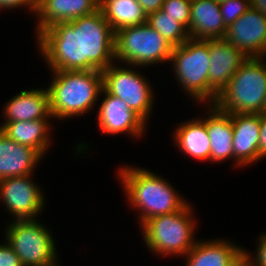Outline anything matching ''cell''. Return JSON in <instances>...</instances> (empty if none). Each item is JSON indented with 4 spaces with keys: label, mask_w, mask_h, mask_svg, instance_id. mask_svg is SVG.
Masks as SVG:
<instances>
[{
    "label": "cell",
    "mask_w": 266,
    "mask_h": 266,
    "mask_svg": "<svg viewBox=\"0 0 266 266\" xmlns=\"http://www.w3.org/2000/svg\"><path fill=\"white\" fill-rule=\"evenodd\" d=\"M37 47L52 71H103L115 62V32L100 9L43 30Z\"/></svg>",
    "instance_id": "obj_1"
},
{
    "label": "cell",
    "mask_w": 266,
    "mask_h": 266,
    "mask_svg": "<svg viewBox=\"0 0 266 266\" xmlns=\"http://www.w3.org/2000/svg\"><path fill=\"white\" fill-rule=\"evenodd\" d=\"M118 174L128 204L141 212L140 226L152 217L180 211L189 203L172 184L155 172L126 165L119 167Z\"/></svg>",
    "instance_id": "obj_2"
},
{
    "label": "cell",
    "mask_w": 266,
    "mask_h": 266,
    "mask_svg": "<svg viewBox=\"0 0 266 266\" xmlns=\"http://www.w3.org/2000/svg\"><path fill=\"white\" fill-rule=\"evenodd\" d=\"M49 92L52 118L68 119L91 111L103 88V75L99 70L52 72Z\"/></svg>",
    "instance_id": "obj_3"
},
{
    "label": "cell",
    "mask_w": 266,
    "mask_h": 266,
    "mask_svg": "<svg viewBox=\"0 0 266 266\" xmlns=\"http://www.w3.org/2000/svg\"><path fill=\"white\" fill-rule=\"evenodd\" d=\"M266 58L248 57L214 105L226 114H261L266 101Z\"/></svg>",
    "instance_id": "obj_4"
},
{
    "label": "cell",
    "mask_w": 266,
    "mask_h": 266,
    "mask_svg": "<svg viewBox=\"0 0 266 266\" xmlns=\"http://www.w3.org/2000/svg\"><path fill=\"white\" fill-rule=\"evenodd\" d=\"M191 206L188 203L180 211L158 215L145 221L141 225L145 246L158 256L175 254L184 257L198 241L194 240L196 219Z\"/></svg>",
    "instance_id": "obj_5"
},
{
    "label": "cell",
    "mask_w": 266,
    "mask_h": 266,
    "mask_svg": "<svg viewBox=\"0 0 266 266\" xmlns=\"http://www.w3.org/2000/svg\"><path fill=\"white\" fill-rule=\"evenodd\" d=\"M174 46L147 22L115 32V60L143 68L170 61Z\"/></svg>",
    "instance_id": "obj_6"
},
{
    "label": "cell",
    "mask_w": 266,
    "mask_h": 266,
    "mask_svg": "<svg viewBox=\"0 0 266 266\" xmlns=\"http://www.w3.org/2000/svg\"><path fill=\"white\" fill-rule=\"evenodd\" d=\"M170 62L179 86L193 100L209 104V40L189 38L173 48Z\"/></svg>",
    "instance_id": "obj_7"
},
{
    "label": "cell",
    "mask_w": 266,
    "mask_h": 266,
    "mask_svg": "<svg viewBox=\"0 0 266 266\" xmlns=\"http://www.w3.org/2000/svg\"><path fill=\"white\" fill-rule=\"evenodd\" d=\"M7 226L5 242L13 248L23 266H60L52 232L38 223V219H15Z\"/></svg>",
    "instance_id": "obj_8"
},
{
    "label": "cell",
    "mask_w": 266,
    "mask_h": 266,
    "mask_svg": "<svg viewBox=\"0 0 266 266\" xmlns=\"http://www.w3.org/2000/svg\"><path fill=\"white\" fill-rule=\"evenodd\" d=\"M111 64L102 71L103 88L111 95L124 100L131 110L146 123L152 113L154 94L152 86L141 73Z\"/></svg>",
    "instance_id": "obj_9"
},
{
    "label": "cell",
    "mask_w": 266,
    "mask_h": 266,
    "mask_svg": "<svg viewBox=\"0 0 266 266\" xmlns=\"http://www.w3.org/2000/svg\"><path fill=\"white\" fill-rule=\"evenodd\" d=\"M33 181L32 175L0 180V200L14 220L36 219L44 209L42 189Z\"/></svg>",
    "instance_id": "obj_10"
},
{
    "label": "cell",
    "mask_w": 266,
    "mask_h": 266,
    "mask_svg": "<svg viewBox=\"0 0 266 266\" xmlns=\"http://www.w3.org/2000/svg\"><path fill=\"white\" fill-rule=\"evenodd\" d=\"M225 39L247 57L266 58V16L250 7L227 28Z\"/></svg>",
    "instance_id": "obj_11"
},
{
    "label": "cell",
    "mask_w": 266,
    "mask_h": 266,
    "mask_svg": "<svg viewBox=\"0 0 266 266\" xmlns=\"http://www.w3.org/2000/svg\"><path fill=\"white\" fill-rule=\"evenodd\" d=\"M101 93L105 96L96 115L100 131L106 135L126 133L132 138L140 137L147 129L146 122L124 100L109 94L104 88Z\"/></svg>",
    "instance_id": "obj_12"
},
{
    "label": "cell",
    "mask_w": 266,
    "mask_h": 266,
    "mask_svg": "<svg viewBox=\"0 0 266 266\" xmlns=\"http://www.w3.org/2000/svg\"><path fill=\"white\" fill-rule=\"evenodd\" d=\"M209 52V104H214L248 57L225 38L209 40Z\"/></svg>",
    "instance_id": "obj_13"
},
{
    "label": "cell",
    "mask_w": 266,
    "mask_h": 266,
    "mask_svg": "<svg viewBox=\"0 0 266 266\" xmlns=\"http://www.w3.org/2000/svg\"><path fill=\"white\" fill-rule=\"evenodd\" d=\"M232 125L236 167L260 160V114L232 113Z\"/></svg>",
    "instance_id": "obj_14"
},
{
    "label": "cell",
    "mask_w": 266,
    "mask_h": 266,
    "mask_svg": "<svg viewBox=\"0 0 266 266\" xmlns=\"http://www.w3.org/2000/svg\"><path fill=\"white\" fill-rule=\"evenodd\" d=\"M98 9L99 0H38L35 33L38 36L53 24L86 16Z\"/></svg>",
    "instance_id": "obj_15"
},
{
    "label": "cell",
    "mask_w": 266,
    "mask_h": 266,
    "mask_svg": "<svg viewBox=\"0 0 266 266\" xmlns=\"http://www.w3.org/2000/svg\"><path fill=\"white\" fill-rule=\"evenodd\" d=\"M185 256L186 266H236L244 258V249L224 239L201 240Z\"/></svg>",
    "instance_id": "obj_16"
},
{
    "label": "cell",
    "mask_w": 266,
    "mask_h": 266,
    "mask_svg": "<svg viewBox=\"0 0 266 266\" xmlns=\"http://www.w3.org/2000/svg\"><path fill=\"white\" fill-rule=\"evenodd\" d=\"M42 158L37 150L9 139L0 130V180L33 175Z\"/></svg>",
    "instance_id": "obj_17"
},
{
    "label": "cell",
    "mask_w": 266,
    "mask_h": 266,
    "mask_svg": "<svg viewBox=\"0 0 266 266\" xmlns=\"http://www.w3.org/2000/svg\"><path fill=\"white\" fill-rule=\"evenodd\" d=\"M5 122L32 121L52 118L48 89H29L13 96L3 109Z\"/></svg>",
    "instance_id": "obj_18"
},
{
    "label": "cell",
    "mask_w": 266,
    "mask_h": 266,
    "mask_svg": "<svg viewBox=\"0 0 266 266\" xmlns=\"http://www.w3.org/2000/svg\"><path fill=\"white\" fill-rule=\"evenodd\" d=\"M227 27L220 12V4L214 0H191L190 38L212 40L225 38Z\"/></svg>",
    "instance_id": "obj_19"
},
{
    "label": "cell",
    "mask_w": 266,
    "mask_h": 266,
    "mask_svg": "<svg viewBox=\"0 0 266 266\" xmlns=\"http://www.w3.org/2000/svg\"><path fill=\"white\" fill-rule=\"evenodd\" d=\"M208 108L204 124L210 138V162L219 163L231 158L234 161L232 113L221 112L214 104Z\"/></svg>",
    "instance_id": "obj_20"
},
{
    "label": "cell",
    "mask_w": 266,
    "mask_h": 266,
    "mask_svg": "<svg viewBox=\"0 0 266 266\" xmlns=\"http://www.w3.org/2000/svg\"><path fill=\"white\" fill-rule=\"evenodd\" d=\"M50 119L3 123L0 130L11 140L37 150L43 157L50 144Z\"/></svg>",
    "instance_id": "obj_21"
},
{
    "label": "cell",
    "mask_w": 266,
    "mask_h": 266,
    "mask_svg": "<svg viewBox=\"0 0 266 266\" xmlns=\"http://www.w3.org/2000/svg\"><path fill=\"white\" fill-rule=\"evenodd\" d=\"M174 142L185 155L200 161L210 160V138L204 118L193 119L179 124L173 133Z\"/></svg>",
    "instance_id": "obj_22"
},
{
    "label": "cell",
    "mask_w": 266,
    "mask_h": 266,
    "mask_svg": "<svg viewBox=\"0 0 266 266\" xmlns=\"http://www.w3.org/2000/svg\"><path fill=\"white\" fill-rule=\"evenodd\" d=\"M99 9L114 32L147 22V15L137 0H99Z\"/></svg>",
    "instance_id": "obj_23"
},
{
    "label": "cell",
    "mask_w": 266,
    "mask_h": 266,
    "mask_svg": "<svg viewBox=\"0 0 266 266\" xmlns=\"http://www.w3.org/2000/svg\"><path fill=\"white\" fill-rule=\"evenodd\" d=\"M147 23L174 47L183 44L190 38L188 29L162 10L149 14Z\"/></svg>",
    "instance_id": "obj_24"
},
{
    "label": "cell",
    "mask_w": 266,
    "mask_h": 266,
    "mask_svg": "<svg viewBox=\"0 0 266 266\" xmlns=\"http://www.w3.org/2000/svg\"><path fill=\"white\" fill-rule=\"evenodd\" d=\"M161 10L189 29L191 0H165Z\"/></svg>",
    "instance_id": "obj_25"
},
{
    "label": "cell",
    "mask_w": 266,
    "mask_h": 266,
    "mask_svg": "<svg viewBox=\"0 0 266 266\" xmlns=\"http://www.w3.org/2000/svg\"><path fill=\"white\" fill-rule=\"evenodd\" d=\"M250 8V0H229L220 4V12L228 28Z\"/></svg>",
    "instance_id": "obj_26"
},
{
    "label": "cell",
    "mask_w": 266,
    "mask_h": 266,
    "mask_svg": "<svg viewBox=\"0 0 266 266\" xmlns=\"http://www.w3.org/2000/svg\"><path fill=\"white\" fill-rule=\"evenodd\" d=\"M255 257L249 251L244 249V259L247 261L248 266H266V233L258 237V245Z\"/></svg>",
    "instance_id": "obj_27"
},
{
    "label": "cell",
    "mask_w": 266,
    "mask_h": 266,
    "mask_svg": "<svg viewBox=\"0 0 266 266\" xmlns=\"http://www.w3.org/2000/svg\"><path fill=\"white\" fill-rule=\"evenodd\" d=\"M0 266H23L20 258L7 242L0 245Z\"/></svg>",
    "instance_id": "obj_28"
},
{
    "label": "cell",
    "mask_w": 266,
    "mask_h": 266,
    "mask_svg": "<svg viewBox=\"0 0 266 266\" xmlns=\"http://www.w3.org/2000/svg\"><path fill=\"white\" fill-rule=\"evenodd\" d=\"M18 7H28L31 13H36L38 0H0L1 9H13Z\"/></svg>",
    "instance_id": "obj_29"
},
{
    "label": "cell",
    "mask_w": 266,
    "mask_h": 266,
    "mask_svg": "<svg viewBox=\"0 0 266 266\" xmlns=\"http://www.w3.org/2000/svg\"><path fill=\"white\" fill-rule=\"evenodd\" d=\"M259 155L260 159L266 157V113L260 114Z\"/></svg>",
    "instance_id": "obj_30"
},
{
    "label": "cell",
    "mask_w": 266,
    "mask_h": 266,
    "mask_svg": "<svg viewBox=\"0 0 266 266\" xmlns=\"http://www.w3.org/2000/svg\"><path fill=\"white\" fill-rule=\"evenodd\" d=\"M164 1L165 0H137L147 16L151 13L161 10Z\"/></svg>",
    "instance_id": "obj_31"
},
{
    "label": "cell",
    "mask_w": 266,
    "mask_h": 266,
    "mask_svg": "<svg viewBox=\"0 0 266 266\" xmlns=\"http://www.w3.org/2000/svg\"><path fill=\"white\" fill-rule=\"evenodd\" d=\"M236 266H248L247 261L243 258Z\"/></svg>",
    "instance_id": "obj_32"
},
{
    "label": "cell",
    "mask_w": 266,
    "mask_h": 266,
    "mask_svg": "<svg viewBox=\"0 0 266 266\" xmlns=\"http://www.w3.org/2000/svg\"><path fill=\"white\" fill-rule=\"evenodd\" d=\"M215 2H218L219 4L225 2V1H229V0H214Z\"/></svg>",
    "instance_id": "obj_33"
},
{
    "label": "cell",
    "mask_w": 266,
    "mask_h": 266,
    "mask_svg": "<svg viewBox=\"0 0 266 266\" xmlns=\"http://www.w3.org/2000/svg\"><path fill=\"white\" fill-rule=\"evenodd\" d=\"M263 113H266V101H265V104H264V110H263Z\"/></svg>",
    "instance_id": "obj_34"
}]
</instances>
